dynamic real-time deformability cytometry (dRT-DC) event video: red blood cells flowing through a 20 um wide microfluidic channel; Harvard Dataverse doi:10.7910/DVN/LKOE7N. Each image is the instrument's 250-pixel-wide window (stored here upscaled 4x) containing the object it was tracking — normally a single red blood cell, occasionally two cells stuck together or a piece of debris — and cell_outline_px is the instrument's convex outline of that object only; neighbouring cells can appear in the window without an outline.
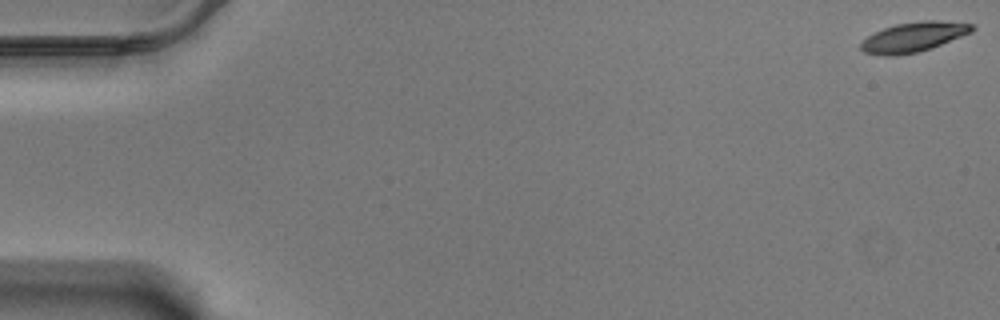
{"species": "Egyptian fruit bat (a non-hibernating species)", "species_latin": "Rousettus aegyptiacus", "temperature_condition": "warm", "stored_images_in_passage": 60, "camera_frame_rate_fps": 3000, "um_per_image_px": 0.085, "animal": {"sex": "male"}, "frame": {"image": 1, "passage_image": 1, "time_ms": 0.0, "image_size_px": [1000, 320], "cell_outline_px": [[976, 28], [972, 32], [940, 44], [916, 52], [896, 56], [884, 56], [864, 52], [860, 48], [860, 44], [868, 36], [884, 28], [896, 24], [924, 20], [936, 20], [976, 24]], "centroid_in_image_um": [77.66, 3.13], "position_along_channel_um": 7.3, "area_um2": 19.07}}
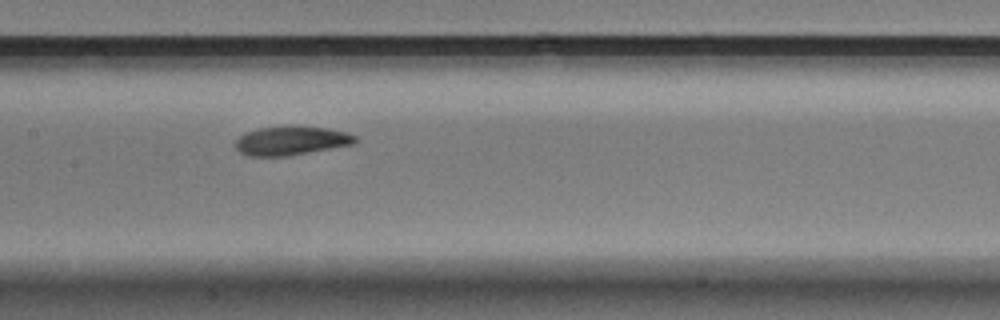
{"frame": {"image": 2, "passage_image": 30, "time_ms": 9.667, "image_size_px": [1000, 320], "cell_outline_px": [[356, 140], [352, 144], [288, 156], [248, 156], [240, 152], [236, 148], [236, 140], [240, 136], [248, 132], [260, 128], [288, 124], [292, 124], [328, 128], [344, 132], [356, 136]], "centroid_in_image_um": [24.73, 11.93], "position_along_channel_um": 182.7, "area_um2": 20.29}}
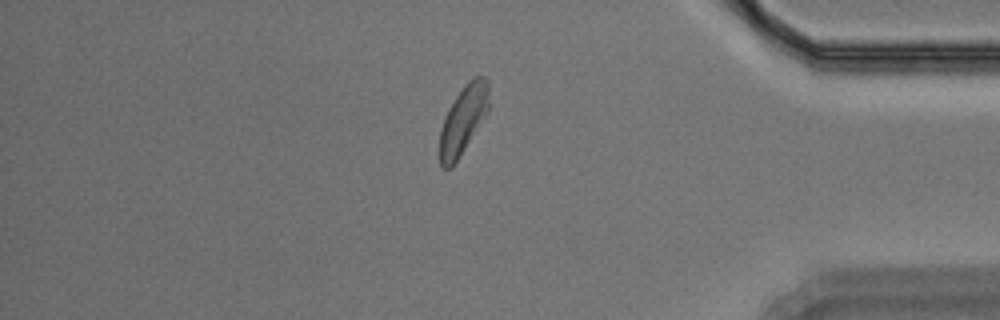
{"frame": {"image": 3, "passage_image": 51, "time_ms": 16.667, "image_size_px": [1000, 320], "cell_outline_px": [[488, 112], [452, 168], [444, 168], [440, 164], [440, 132], [444, 120], [456, 96], [464, 84], [468, 80], [476, 76], [484, 76], [488, 80]], "centroid_in_image_um": [39.39, 10.18], "position_along_channel_um": 395.8, "area_um2": 19.19}, "authors_computed_cell_mechanics": {"area_um2": 20.0566, "velocity_mm_per_s": 3.4273, "shape_relaxation_time_tau1_ms": 6.1654, "shape_relaxation_time_tau2_ms": 3.7322, "deformation_change_tau1": 0.1608, "deformation_change_tau2": 0.107}}